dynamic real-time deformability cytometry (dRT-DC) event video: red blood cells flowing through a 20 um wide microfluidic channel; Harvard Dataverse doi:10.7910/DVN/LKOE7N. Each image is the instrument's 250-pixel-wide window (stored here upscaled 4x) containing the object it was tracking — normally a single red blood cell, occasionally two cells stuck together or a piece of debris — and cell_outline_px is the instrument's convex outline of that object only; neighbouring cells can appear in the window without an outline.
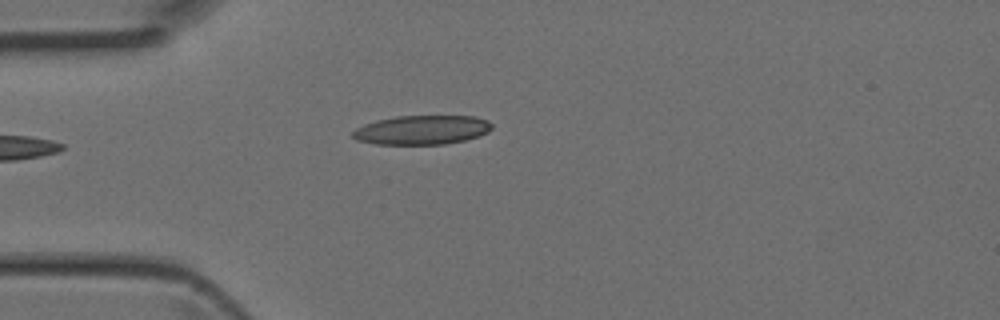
{"species": "Egyptian fruit bat (a non-hibernating species)", "species_latin": "Rousettus aegyptiacus", "temperature_condition": "room temperature", "stored_images_in_passage": 2, "camera_frame_rate_fps": 3000, "um_per_image_px": 0.085, "animal": {"sex": "female"}, "frame": {"image": 1, "passage_image": 2, "time_ms": 0.333, "image_size_px": [1000, 320], "cell_outline_px": [[492, 128], [488, 132], [480, 136], [464, 140], [444, 144], [376, 144], [356, 140], [352, 136], [352, 132], [356, 128], [364, 124], [376, 120], [396, 116], [476, 116], [488, 120], [492, 124]], "centroid_in_image_um": [35.87, 11.04], "position_along_channel_um": 49.1, "area_um2": 23.76}}